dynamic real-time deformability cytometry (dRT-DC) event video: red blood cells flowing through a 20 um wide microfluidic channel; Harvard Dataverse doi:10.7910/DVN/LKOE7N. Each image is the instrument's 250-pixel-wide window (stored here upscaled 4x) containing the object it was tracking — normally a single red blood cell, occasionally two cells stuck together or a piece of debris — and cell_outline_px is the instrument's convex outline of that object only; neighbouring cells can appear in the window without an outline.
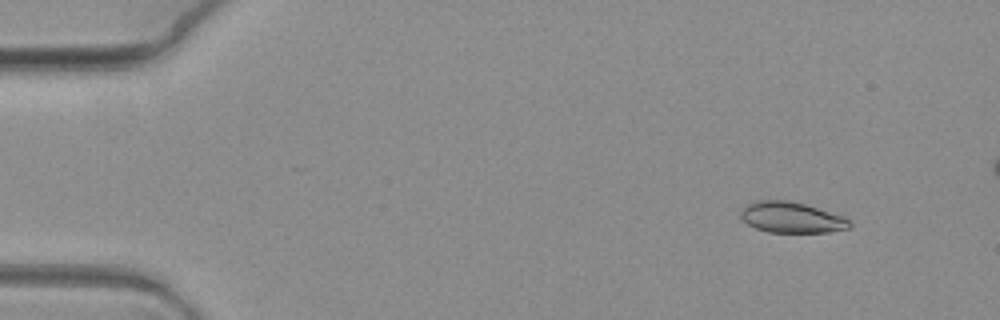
{"species": "common noctule bat (a hibernating species)", "species_latin": "Nyctalus noctula", "temperature_condition": "warm", "stored_images_in_passage": 6, "camera_frame_rate_fps": 3000, "um_per_image_px": 0.085, "animal": {"sex": "female", "body_mass_g": 19.3, "forearm_length_mm": 54.1}, "frame": {"image": 1, "passage_image": 2, "time_ms": 0.333, "image_size_px": [1000, 320], "cell_outline_px": [[852, 228], [828, 232], [768, 232], [756, 228], [748, 224], [740, 216], [740, 212], [744, 204], [752, 200], [788, 200], [804, 204], [844, 216], [852, 224]], "centroid_in_image_um": [67.26, 18.47], "position_along_channel_um": 17.7, "area_um2": 19.71}}